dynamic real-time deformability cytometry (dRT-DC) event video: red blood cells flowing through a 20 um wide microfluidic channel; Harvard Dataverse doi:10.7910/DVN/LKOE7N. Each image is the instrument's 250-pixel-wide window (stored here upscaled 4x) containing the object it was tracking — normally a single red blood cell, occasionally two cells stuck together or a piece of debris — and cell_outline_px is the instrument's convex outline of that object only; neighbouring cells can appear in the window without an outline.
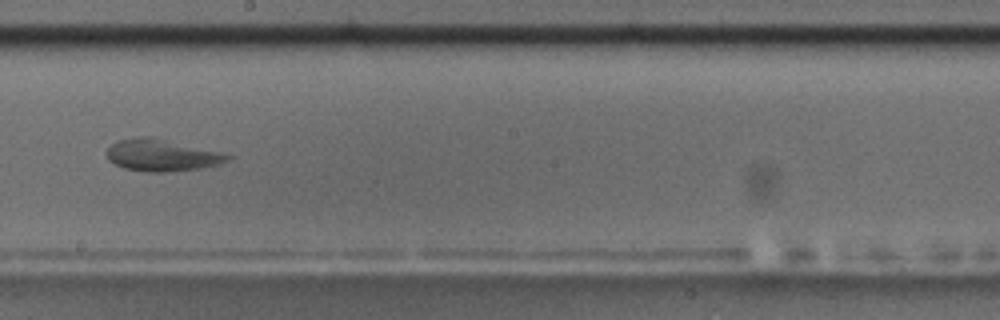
{"species": "common noctule bat (a hibernating species)", "species_latin": "Nyctalus noctula", "temperature_condition": "room temperature", "stored_images_in_passage": 12, "camera_frame_rate_fps": 3000, "um_per_image_px": 0.085, "animal": {"sex": "male", "body_mass_g": 17.5, "forearm_length_mm": 52.3}, "frame": {"image": 1, "passage_image": 6, "time_ms": 6.667, "image_size_px": [1000, 320], "cell_outline_px": [[232, 156], [228, 160], [220, 164], [204, 168], [164, 172], [144, 172], [124, 168], [108, 160], [104, 152], [116, 140], [136, 136], [156, 136], [220, 152]], "centroid_in_image_um": [13.71, 13.17], "position_along_channel_um": 234.5, "area_um2": 22.95}}